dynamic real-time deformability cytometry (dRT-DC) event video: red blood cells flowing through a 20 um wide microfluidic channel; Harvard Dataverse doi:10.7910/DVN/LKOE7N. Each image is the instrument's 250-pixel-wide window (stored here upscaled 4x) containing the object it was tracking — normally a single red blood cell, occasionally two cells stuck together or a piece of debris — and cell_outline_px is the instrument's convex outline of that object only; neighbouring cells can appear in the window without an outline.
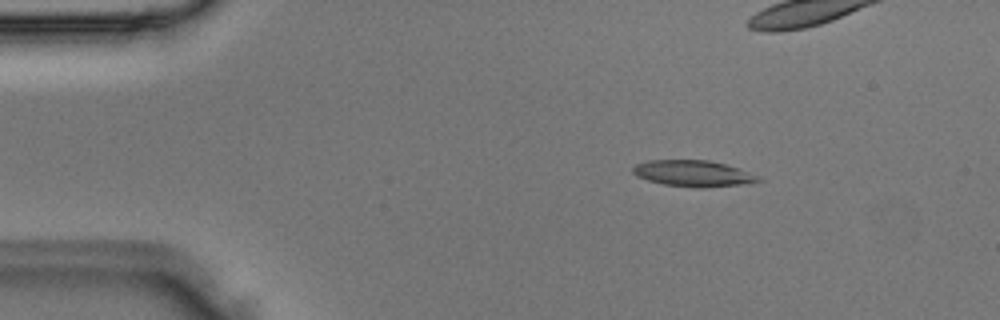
{"species": "Egyptian fruit bat (a non-hibernating species)", "species_latin": "Rousettus aegyptiacus", "temperature_condition": "room temperature", "stored_images_in_passage": 4, "camera_frame_rate_fps": 3000, "um_per_image_px": 0.085, "animal": {"sex": "male"}, "frame": {"image": 1, "passage_image": 1, "time_ms": 0.0, "image_size_px": [1000, 320], "cell_outline_px": [[764, 180], [740, 184], [704, 188], [696, 188], [664, 184], [648, 180], [636, 176], [632, 172], [632, 168], [636, 164], [648, 160], [708, 160], [724, 164], [760, 176]], "centroid_in_image_um": [58.89, 14.74], "position_along_channel_um": 26.1, "area_um2": 19.02}}
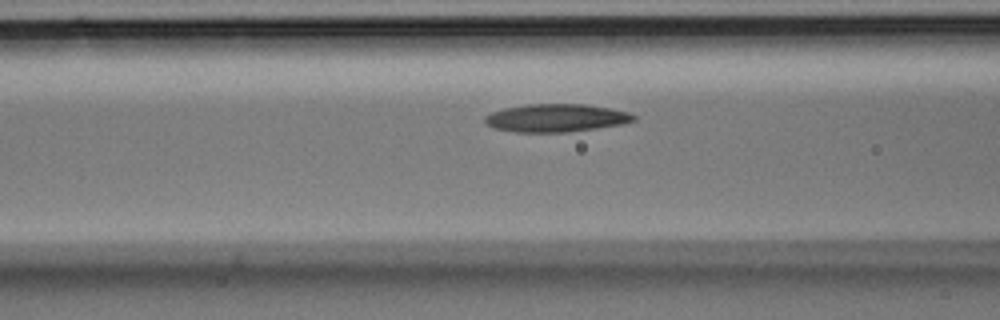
{"frame": {"image": 2, "passage_image": 4, "time_ms": 1.0, "image_size_px": [1000, 320], "cell_outline_px": [[636, 120], [620, 124], [596, 128], [568, 132], [516, 132], [496, 128], [488, 124], [484, 120], [484, 116], [492, 112], [504, 108], [528, 104], [584, 104], [608, 108], [628, 112], [636, 116]], "centroid_in_image_um": [47.26, 10.02], "position_along_channel_um": 119.3, "area_um2": 23.99}}